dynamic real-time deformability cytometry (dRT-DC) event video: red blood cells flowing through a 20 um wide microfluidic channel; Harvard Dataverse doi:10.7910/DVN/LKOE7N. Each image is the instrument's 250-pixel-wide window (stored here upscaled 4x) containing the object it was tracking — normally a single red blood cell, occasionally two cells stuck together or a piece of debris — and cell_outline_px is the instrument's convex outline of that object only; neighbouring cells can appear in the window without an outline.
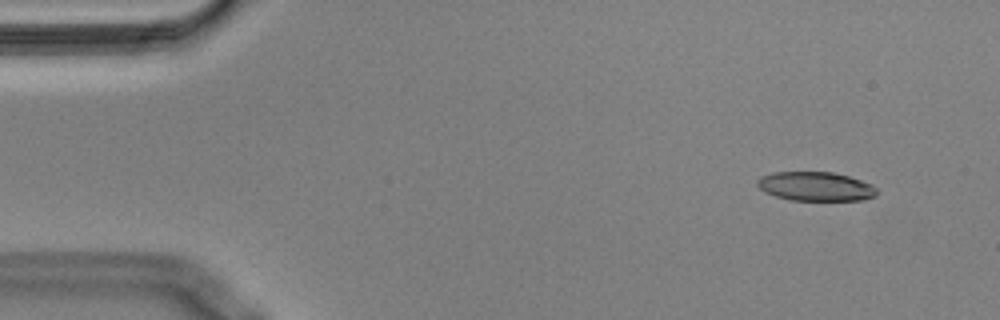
{"species": "Egyptian fruit bat (a non-hibernating species)", "species_latin": "Rousettus aegyptiacus", "temperature_condition": "cold", "stored_images_in_passage": 52, "camera_frame_rate_fps": 3000, "um_per_image_px": 0.085, "animal": {"sex": "male"}, "frame": {"image": 1, "passage_image": 1, "time_ms": 0.0, "image_size_px": [1000, 320], "cell_outline_px": [[876, 196], [864, 200], [788, 200], [764, 192], [756, 184], [756, 180], [760, 176], [772, 172], [832, 172], [848, 176], [872, 184], [876, 188]], "centroid_in_image_um": [69.3, 15.84], "position_along_channel_um": 15.7, "area_um2": 20.35}}
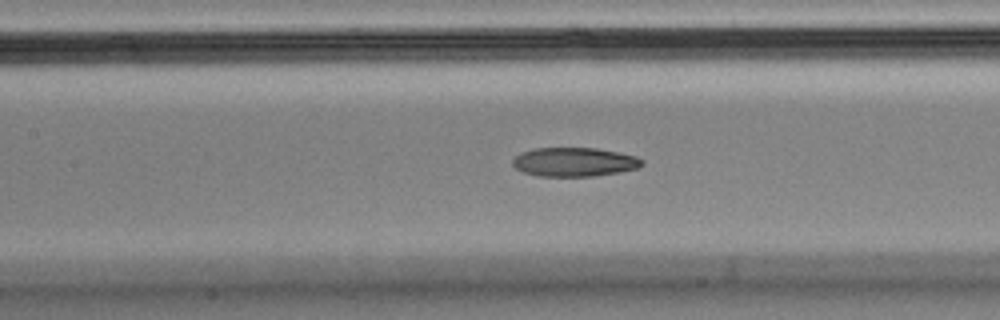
{"frame": {"image": 2, "passage_image": 21, "time_ms": 6.667, "image_size_px": [1000, 320], "cell_outline_px": [[644, 164], [640, 168], [620, 172], [592, 176], [536, 176], [524, 172], [516, 168], [512, 164], [512, 160], [520, 152], [532, 148], [596, 148], [636, 156], [644, 160]], "centroid_in_image_um": [48.82, 13.77], "position_along_channel_um": 158.6, "area_um2": 21.96}}
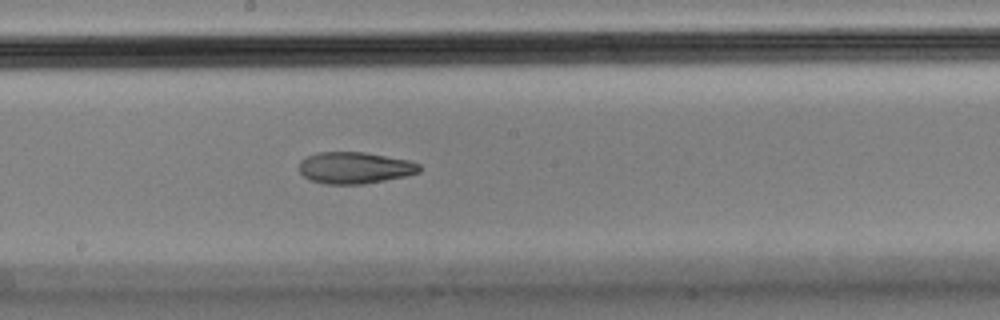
{"frame": {"image": 3, "passage_image": 26, "time_ms": 8.333, "image_size_px": [1000, 320], "cell_outline_px": [[420, 172], [408, 176], [364, 184], [324, 184], [312, 180], [304, 176], [300, 172], [300, 160], [316, 152], [364, 152], [408, 160], [420, 164]], "centroid_in_image_um": [30.17, 14.26], "position_along_channel_um": 218.0, "area_um2": 22.2}, "authors_computed_cell_mechanics": {"area_um2": 22.9755, "velocity_mm_per_s": 3.5789, "shape_relaxation_time_tau1_ms": null, "shape_relaxation_time_tau2_ms": 4.4134, "deformation_change_tau1": null, "deformation_change_tau2": 0.1206}}